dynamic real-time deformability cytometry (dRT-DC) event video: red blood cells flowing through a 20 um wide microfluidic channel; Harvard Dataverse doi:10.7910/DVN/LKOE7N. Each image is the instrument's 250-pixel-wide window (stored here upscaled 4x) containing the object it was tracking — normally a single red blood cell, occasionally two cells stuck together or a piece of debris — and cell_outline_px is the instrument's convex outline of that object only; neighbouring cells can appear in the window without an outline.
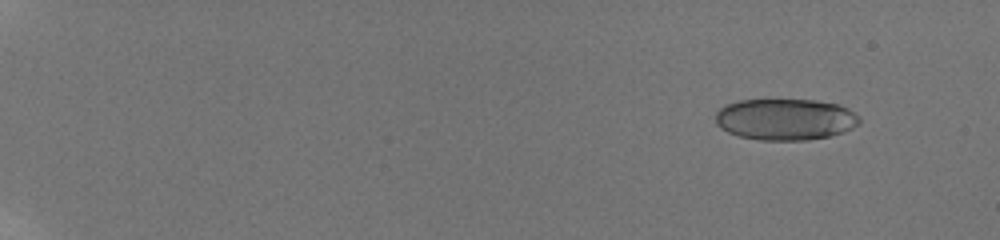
{"species": "human", "species_latin": "Homo sapiens", "temperature_condition": "room temperature", "stored_images_in_passage": 13, "camera_frame_rate_fps": 3000, "um_per_image_px": 0.085, "donor": {"sex": "male"}, "frame": {"image": 1, "passage_image": 3, "time_ms": 2.0, "image_size_px": [1000, 240], "cell_outline_px": [[860, 124], [852, 128], [828, 136], [804, 140], [760, 140], [740, 136], [728, 132], [720, 128], [716, 124], [716, 112], [724, 104], [740, 100], [764, 96], [816, 100], [836, 104], [848, 108], [860, 116]], "centroid_in_image_um": [66.71, 10.08], "position_along_channel_um": 18.3, "area_um2": 35.84}}
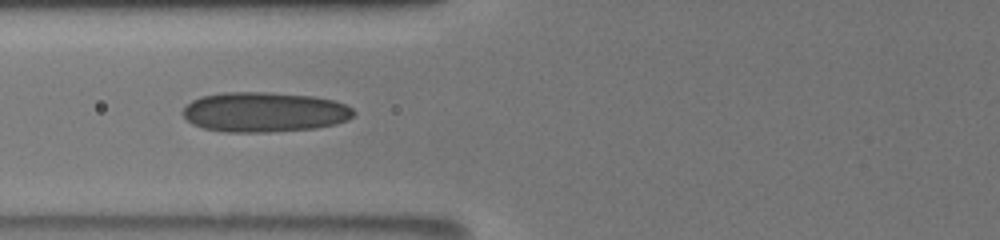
{"frame": {"image": 2, "passage_image": 9, "time_ms": 9.0, "image_size_px": [1000, 240], "cell_outline_px": [[356, 112], [348, 120], [336, 124], [316, 128], [268, 132], [224, 132], [204, 128], [192, 124], [180, 112], [192, 100], [200, 96], [224, 92], [268, 92], [312, 96], [332, 100], [344, 104], [352, 108]], "centroid_in_image_um": [22.45, 9.52], "position_along_channel_um": 103.3, "area_um2": 39.88}}
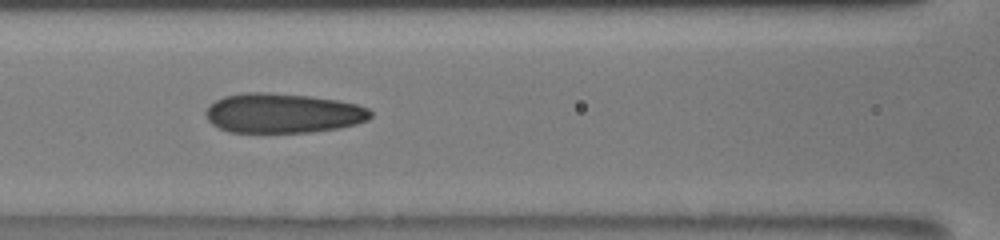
{"frame": {"image": 3, "passage_image": 10, "time_ms": 10.0, "image_size_px": [1000, 240], "cell_outline_px": [[372, 116], [368, 120], [356, 124], [336, 128], [312, 132], [228, 132], [212, 124], [208, 120], [204, 112], [216, 100], [224, 96], [244, 92], [268, 92], [308, 96], [336, 100], [356, 104], [368, 108], [372, 112]], "centroid_in_image_um": [24.04, 9.62], "position_along_channel_um": 142.6, "area_um2": 38.03}}